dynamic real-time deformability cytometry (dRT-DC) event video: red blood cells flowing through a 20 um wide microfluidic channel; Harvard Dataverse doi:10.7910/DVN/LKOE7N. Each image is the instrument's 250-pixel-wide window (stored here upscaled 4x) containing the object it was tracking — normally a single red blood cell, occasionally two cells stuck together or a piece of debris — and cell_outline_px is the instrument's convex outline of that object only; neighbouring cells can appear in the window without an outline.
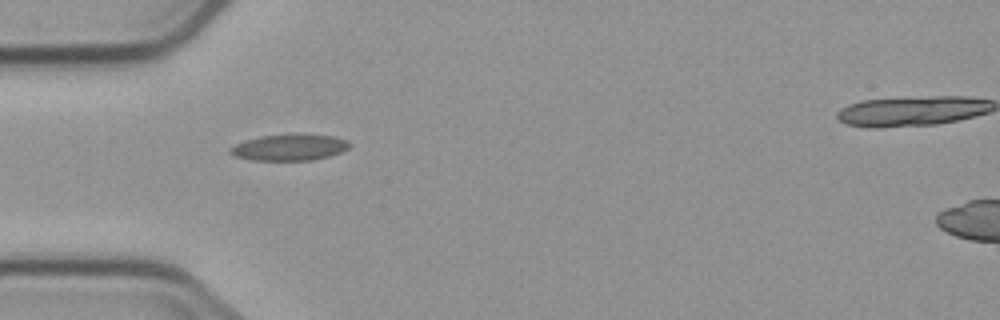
{"species": "common noctule bat (a hibernating species)", "species_latin": "Nyctalus noctula", "temperature_condition": "cold", "stored_images_in_passage": 7, "camera_frame_rate_fps": 3000, "um_per_image_px": 0.085, "animal": {"sex": "male", "body_mass_g": 23.1, "forearm_length_mm": 52.7}, "frame": {"image": 1, "passage_image": 1, "time_ms": 0.0, "image_size_px": [1000, 320], "cell_outline_px": [[352, 144], [348, 148], [340, 152], [328, 156], [312, 160], [252, 160], [232, 156], [228, 152], [228, 148], [236, 144], [260, 136], [332, 136], [348, 140]], "centroid_in_image_um": [24.56, 12.56], "position_along_channel_um": 60.4, "area_um2": 17.63}}
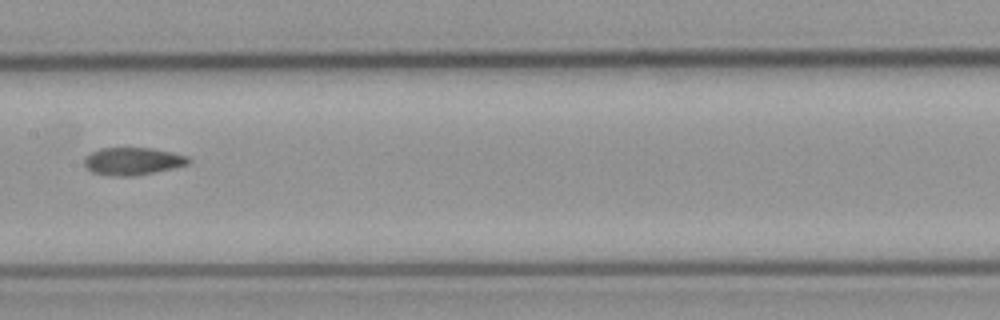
{"frame": {"image": 2, "passage_image": 4, "time_ms": 3.667, "image_size_px": [1000, 320], "cell_outline_px": [[192, 160], [188, 164], [172, 168], [132, 176], [108, 176], [92, 172], [84, 164], [84, 156], [100, 148], [152, 148], [172, 152], [188, 156]], "centroid_in_image_um": [11.26, 13.7], "position_along_channel_um": 196.1, "area_um2": 16.7}}
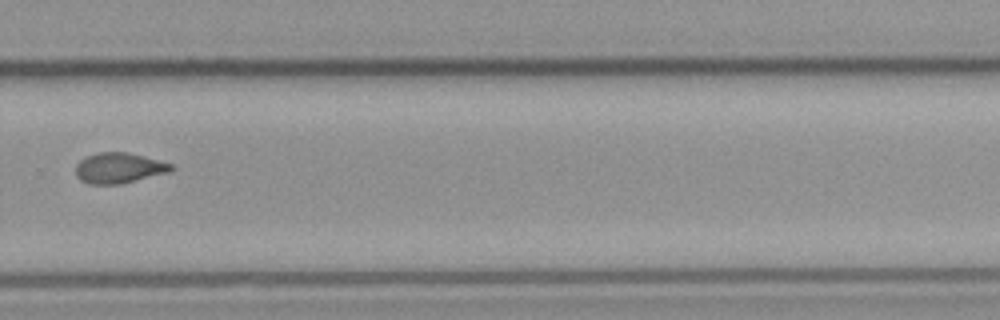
{"frame": {"image": 3, "passage_image": 7, "time_ms": 7.0, "image_size_px": [1000, 320], "cell_outline_px": [[176, 168], [168, 172], [120, 184], [88, 184], [80, 180], [76, 176], [76, 164], [84, 156], [96, 152], [128, 152], [172, 164]], "centroid_in_image_um": [10.06, 14.27], "position_along_channel_um": 319.7, "area_um2": 16.99}}